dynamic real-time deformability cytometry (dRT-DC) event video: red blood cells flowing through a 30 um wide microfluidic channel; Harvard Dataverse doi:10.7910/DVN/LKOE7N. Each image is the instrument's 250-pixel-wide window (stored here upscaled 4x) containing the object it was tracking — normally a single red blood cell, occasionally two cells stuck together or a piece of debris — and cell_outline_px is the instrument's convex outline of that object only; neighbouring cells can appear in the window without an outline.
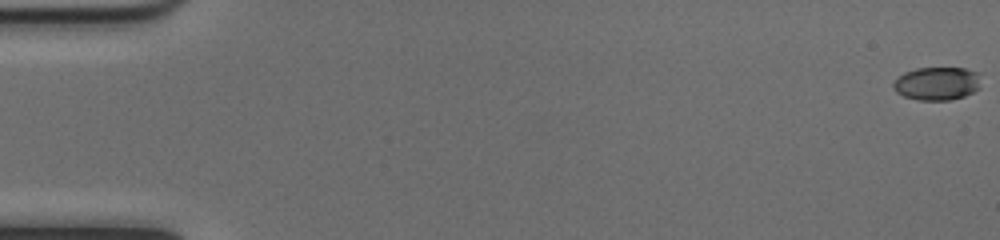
{"species": "common noctule bat (a hibernating species)", "species_latin": "Nyctalus noctula", "temperature_condition": "cold", "stored_images_in_passage": 53, "camera_frame_rate_fps": 3000, "um_per_image_px": 0.085, "animal": {"sex": "female", "body_mass_g": 17.0, "forearm_length_mm": 48.0}, "frame": {"image": 1, "passage_image": 1, "time_ms": 0.0, "image_size_px": [1000, 240], "cell_outline_px": [[980, 88], [964, 96], [948, 100], [916, 100], [904, 96], [896, 92], [892, 88], [892, 84], [904, 72], [916, 68], [964, 68], [980, 72]], "centroid_in_image_um": [79.66, 7.09], "position_along_channel_um": 5.3, "area_um2": 17.11}}
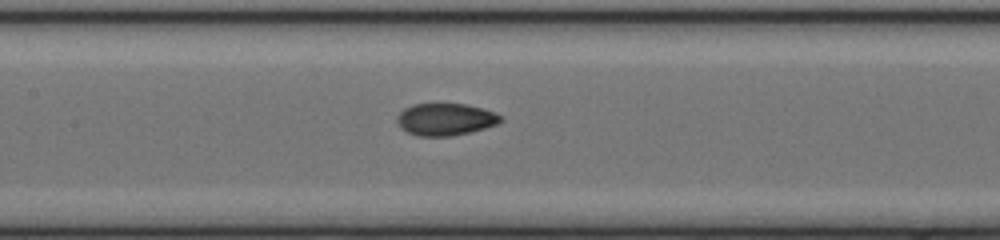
{"frame": {"image": 2, "passage_image": 26, "time_ms": 8.333, "image_size_px": [1000, 240], "cell_outline_px": [[504, 120], [500, 124], [452, 136], [416, 136], [400, 128], [396, 120], [396, 116], [404, 108], [412, 104], [464, 104], [496, 112], [504, 116]], "centroid_in_image_um": [37.88, 10.15], "position_along_channel_um": 169.5, "area_um2": 19.59}}
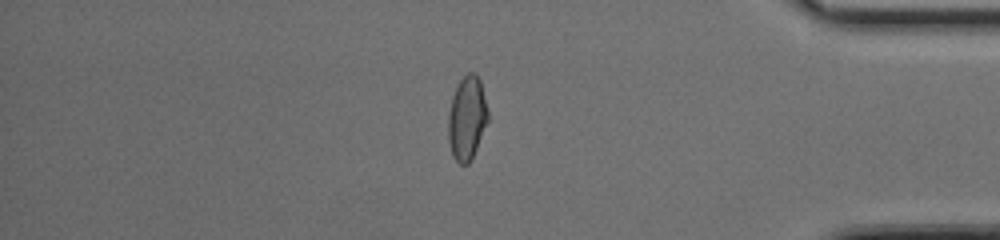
{"frame": {"image": 3, "passage_image": 45, "time_ms": 14.667, "image_size_px": [1000, 240], "cell_outline_px": [[488, 120], [476, 148], [468, 164], [460, 164], [452, 156], [448, 140], [448, 116], [452, 96], [460, 80], [468, 72], [476, 72], [480, 80], [488, 112]], "centroid_in_image_um": [39.68, 10.02], "position_along_channel_um": 395.5, "area_um2": 19.19}, "authors_computed_cell_mechanics": {"area_um2": 18.9584, "velocity_mm_per_s": 4.0487, "shape_relaxation_time_tau1_ms": 5.34, "shape_relaxation_time_tau2_ms": 1.7496, "deformation_change_tau1": 0.1653, "deformation_change_tau2": 0.0617}}